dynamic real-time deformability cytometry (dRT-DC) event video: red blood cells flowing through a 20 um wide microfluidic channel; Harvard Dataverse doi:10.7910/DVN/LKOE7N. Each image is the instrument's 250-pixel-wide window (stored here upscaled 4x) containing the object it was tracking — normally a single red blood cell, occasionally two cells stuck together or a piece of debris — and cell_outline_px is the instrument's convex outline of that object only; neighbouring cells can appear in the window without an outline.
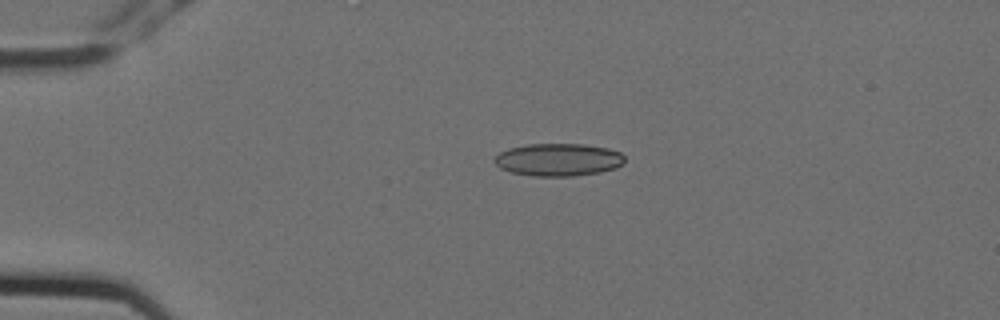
{"species": "Egyptian fruit bat (a non-hibernating species)", "species_latin": "Rousettus aegyptiacus", "temperature_condition": "cold", "stored_images_in_passage": 3, "camera_frame_rate_fps": 3000, "um_per_image_px": 0.085, "animal": {"sex": "female"}, "frame": {"image": 1, "passage_image": 2, "time_ms": 0.333, "image_size_px": [1000, 320], "cell_outline_px": [[624, 164], [616, 168], [600, 172], [576, 176], [532, 176], [512, 172], [500, 168], [492, 160], [500, 152], [508, 148], [528, 144], [580, 144], [608, 148], [620, 152], [624, 156]], "centroid_in_image_um": [47.46, 13.58], "position_along_channel_um": 37.5, "area_um2": 24.85}}